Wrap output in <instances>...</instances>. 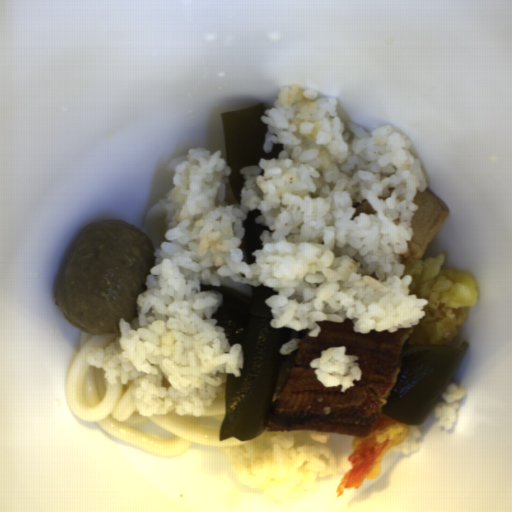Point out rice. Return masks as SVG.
Wrapping results in <instances>:
<instances>
[{
    "label": "rice",
    "mask_w": 512,
    "mask_h": 512,
    "mask_svg": "<svg viewBox=\"0 0 512 512\" xmlns=\"http://www.w3.org/2000/svg\"><path fill=\"white\" fill-rule=\"evenodd\" d=\"M336 97L284 85L260 119L268 124L264 151L281 144L275 159L240 169L239 204H226L232 168L211 153L192 148L172 160L174 187L162 199L165 240L137 300V317L119 319V337L106 348L84 353L102 368L108 384L134 381L132 398L143 416L200 417L227 375L240 377L242 344L230 346L214 314L223 303L215 290L234 288L252 296L261 284L271 295L270 325L309 330L316 321L351 319L356 333L397 332L418 325L427 299L409 294L399 254L408 252L419 208L413 201L428 187L413 143L392 126L366 131L343 122ZM368 200L376 215L355 207ZM261 209L257 224L263 247L247 265L238 247L242 221Z\"/></svg>",
    "instance_id": "rice-1"
},
{
    "label": "rice",
    "mask_w": 512,
    "mask_h": 512,
    "mask_svg": "<svg viewBox=\"0 0 512 512\" xmlns=\"http://www.w3.org/2000/svg\"><path fill=\"white\" fill-rule=\"evenodd\" d=\"M224 453L243 485L262 490L275 499L308 493L316 482L336 472L329 447L295 446V438L289 435L228 446Z\"/></svg>",
    "instance_id": "rice-2"
},
{
    "label": "rice",
    "mask_w": 512,
    "mask_h": 512,
    "mask_svg": "<svg viewBox=\"0 0 512 512\" xmlns=\"http://www.w3.org/2000/svg\"><path fill=\"white\" fill-rule=\"evenodd\" d=\"M359 356L346 355V346L332 347L321 351L319 358L311 361L318 380L327 388L341 386V392H346L353 381L362 377L361 367L356 361Z\"/></svg>",
    "instance_id": "rice-3"
},
{
    "label": "rice",
    "mask_w": 512,
    "mask_h": 512,
    "mask_svg": "<svg viewBox=\"0 0 512 512\" xmlns=\"http://www.w3.org/2000/svg\"><path fill=\"white\" fill-rule=\"evenodd\" d=\"M465 391L459 389L455 383L447 385L441 393V402L434 408L437 425L445 430H450L456 420L457 411L460 408L459 401L464 398Z\"/></svg>",
    "instance_id": "rice-4"
},
{
    "label": "rice",
    "mask_w": 512,
    "mask_h": 512,
    "mask_svg": "<svg viewBox=\"0 0 512 512\" xmlns=\"http://www.w3.org/2000/svg\"><path fill=\"white\" fill-rule=\"evenodd\" d=\"M423 434L420 425H409V435L398 445L389 448L385 455L392 453H401L405 456L419 451L420 445L418 444V438H422Z\"/></svg>",
    "instance_id": "rice-5"
},
{
    "label": "rice",
    "mask_w": 512,
    "mask_h": 512,
    "mask_svg": "<svg viewBox=\"0 0 512 512\" xmlns=\"http://www.w3.org/2000/svg\"><path fill=\"white\" fill-rule=\"evenodd\" d=\"M301 341L302 340H300L298 338L291 339L288 343L281 346V348L279 349L280 353L284 354V355H289V354L293 353L294 351H296L298 349Z\"/></svg>",
    "instance_id": "rice-6"
}]
</instances>
